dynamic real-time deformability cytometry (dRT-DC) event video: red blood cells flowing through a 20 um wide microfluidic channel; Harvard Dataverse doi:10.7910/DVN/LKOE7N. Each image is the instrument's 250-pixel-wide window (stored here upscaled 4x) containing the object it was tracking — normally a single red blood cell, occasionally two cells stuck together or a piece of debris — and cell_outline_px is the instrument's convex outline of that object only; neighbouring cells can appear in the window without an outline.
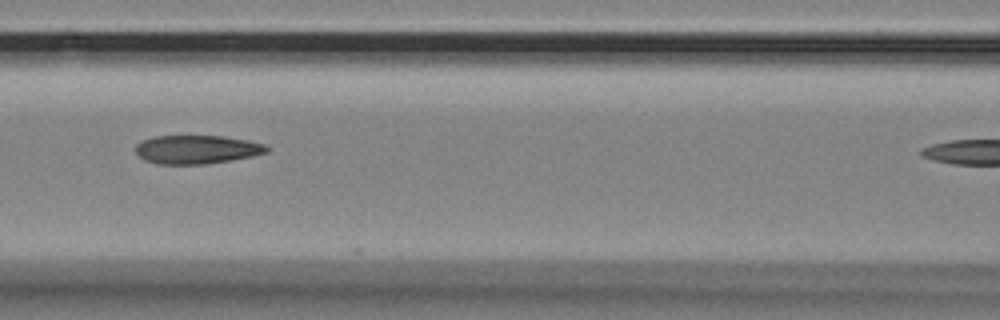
{"species": "Egyptian fruit bat (a non-hibernating species)", "species_latin": "Rousettus aegyptiacus", "temperature_condition": "room temperature", "stored_images_in_passage": 4, "camera_frame_rate_fps": 3000, "um_per_image_px": 0.085, "animal": {"sex": "female"}, "frame": {"image": 1, "passage_image": 3, "time_ms": 0.667, "image_size_px": [1000, 320], "cell_outline_px": [[272, 148], [268, 152], [252, 156], [208, 164], [156, 164], [144, 160], [136, 152], [136, 144], [140, 140], [152, 136], [224, 136], [248, 140], [268, 144]], "centroid_in_image_um": [16.76, 12.7], "position_along_channel_um": 149.8, "area_um2": 22.2}}